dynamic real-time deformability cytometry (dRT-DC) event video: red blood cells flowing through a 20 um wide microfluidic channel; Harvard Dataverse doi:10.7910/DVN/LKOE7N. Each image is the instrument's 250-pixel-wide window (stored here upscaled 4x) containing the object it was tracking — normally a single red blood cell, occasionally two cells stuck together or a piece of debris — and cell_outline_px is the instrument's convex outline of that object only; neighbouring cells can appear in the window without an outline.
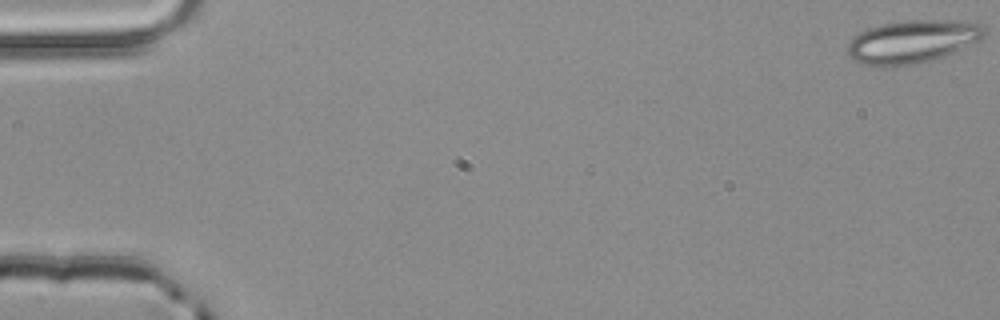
{"species": "common noctule bat (a hibernating species)", "species_latin": "Nyctalus noctula", "temperature_condition": "room temperature", "stored_images_in_passage": 4, "camera_frame_rate_fps": 3000, "um_per_image_px": 0.085, "animal": {"sex": "male", "body_mass_g": 20.4}, "frame": {"image": 1, "passage_image": 1, "time_ms": 0.0, "image_size_px": [1000, 320], "cell_outline_px": [[984, 36], [980, 40], [944, 56], [912, 64], [876, 68], [852, 60], [848, 56], [848, 44], [852, 36], [868, 28], [884, 24], [912, 20], [932, 20], [980, 24], [984, 28]], "centroid_in_image_um": [77.46, 3.56], "position_along_channel_um": 7.5, "area_um2": 33.81}}